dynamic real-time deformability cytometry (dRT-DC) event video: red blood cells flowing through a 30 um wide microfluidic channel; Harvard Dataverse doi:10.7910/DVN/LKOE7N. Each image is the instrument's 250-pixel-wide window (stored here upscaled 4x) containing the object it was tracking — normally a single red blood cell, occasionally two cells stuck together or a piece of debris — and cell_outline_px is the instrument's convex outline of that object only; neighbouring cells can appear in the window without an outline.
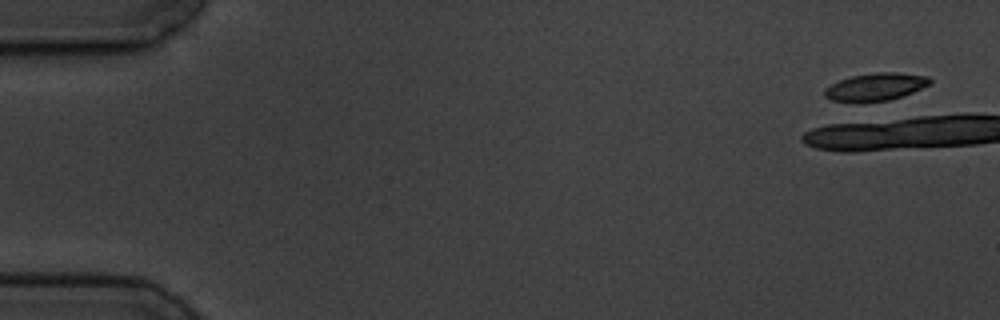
{"species": "common noctule bat (a hibernating species)", "species_latin": "Nyctalus noctula", "temperature_condition": "cold", "stored_images_in_passage": 2, "camera_frame_rate_fps": 3000, "um_per_image_px": 0.085, "animal": {"sex": "male", "body_mass_g": 19.5, "forearm_length_mm": 54.6}, "frame": {"image": 1, "passage_image": 1, "time_ms": 0.0, "image_size_px": [1000, 320], "cell_outline_px": [[932, 84], [912, 92], [888, 100], [860, 104], [856, 104], [832, 100], [824, 96], [824, 88], [840, 80], [852, 76], [876, 72], [896, 72], [928, 76], [932, 80]], "centroid_in_image_um": [74.41, 7.4], "position_along_channel_um": 10.6, "area_um2": 17.28}}